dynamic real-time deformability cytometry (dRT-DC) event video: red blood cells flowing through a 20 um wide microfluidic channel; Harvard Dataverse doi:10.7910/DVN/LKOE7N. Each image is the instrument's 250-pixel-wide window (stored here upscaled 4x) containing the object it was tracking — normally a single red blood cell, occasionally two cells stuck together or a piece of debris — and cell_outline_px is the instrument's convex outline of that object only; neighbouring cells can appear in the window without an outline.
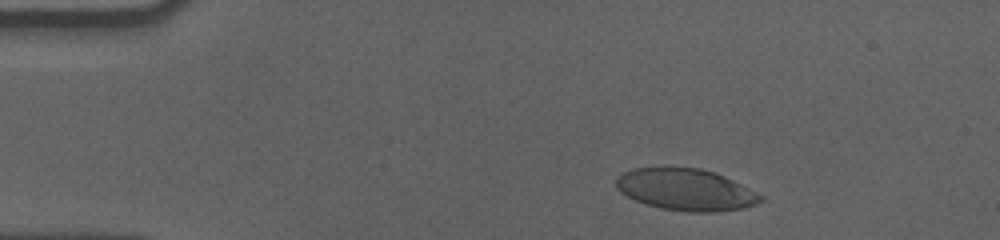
{"species": "human", "species_latin": "Homo sapiens", "temperature_condition": "cold", "stored_images_in_passage": 46, "camera_frame_rate_fps": 3000, "um_per_image_px": 0.085, "donor": {"sex": "male"}, "frame": {"image": 1, "passage_image": 6, "time_ms": 1.667, "image_size_px": [1000, 240], "cell_outline_px": [[764, 200], [756, 204], [744, 208], [712, 212], [688, 212], [660, 208], [644, 204], [620, 192], [616, 188], [616, 176], [632, 168], [668, 164], [700, 168], [716, 172], [764, 196]], "centroid_in_image_um": [58.24, 16.07], "position_along_channel_um": 26.8, "area_um2": 36.07}}
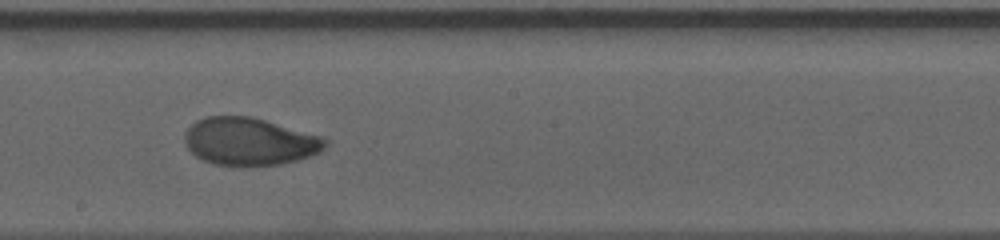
{"frame": {"image": 2, "passage_image": 29, "time_ms": 9.333, "image_size_px": [1000, 240], "cell_outline_px": [[328, 144], [320, 152], [296, 160], [280, 164], [216, 164], [204, 160], [196, 156], [184, 144], [184, 132], [196, 120], [204, 116], [252, 116], [320, 136], [328, 140]], "centroid_in_image_um": [21.18, 11.99], "position_along_channel_um": 227.0, "area_um2": 38.49}}
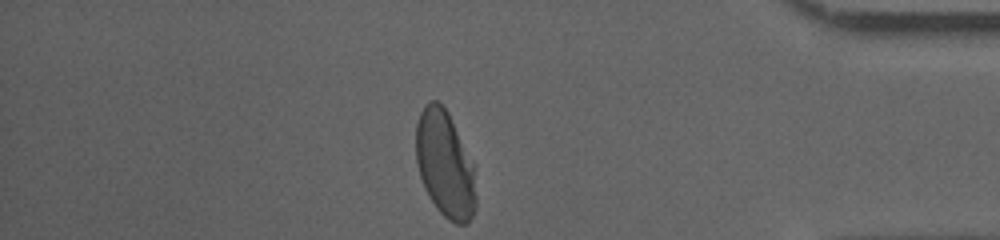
{"frame": {"image": 3, "passage_image": 46, "time_ms": 15.0, "image_size_px": [1000, 240], "cell_outline_px": [[476, 208], [468, 224], [456, 224], [448, 220], [436, 208], [424, 188], [416, 164], [416, 124], [420, 112], [424, 104], [428, 100], [436, 100], [448, 112], [476, 164]], "centroid_in_image_um": [37.86, 13.96], "position_along_channel_um": 397.3, "area_um2": 38.26}, "authors_computed_cell_mechanics": {"area_um2": 38.2636, "velocity_mm_per_s": 3.5482, "shape_relaxation_time_tau1_ms": 3.8834, "shape_relaxation_time_tau2_ms": 1.0998, "deformation_change_tau1": 0.1729, "deformation_change_tau2": 0.0483}}